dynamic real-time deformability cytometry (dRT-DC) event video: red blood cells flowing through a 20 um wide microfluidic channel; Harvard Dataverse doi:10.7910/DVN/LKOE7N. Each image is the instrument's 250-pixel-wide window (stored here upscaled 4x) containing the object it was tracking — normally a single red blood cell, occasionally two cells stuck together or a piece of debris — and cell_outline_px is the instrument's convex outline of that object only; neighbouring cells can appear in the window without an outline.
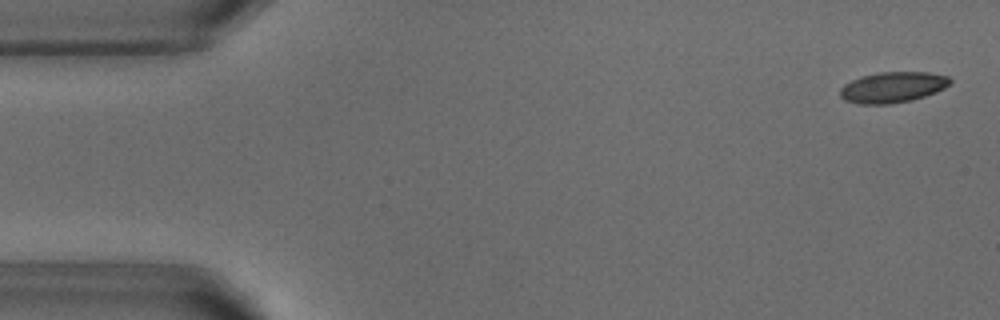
{"species": "common noctule bat (a hibernating species)", "species_latin": "Nyctalus noctula", "temperature_condition": "warm", "stored_images_in_passage": 52, "camera_frame_rate_fps": 3000, "um_per_image_px": 0.085, "animal": {"sex": "male", "body_mass_g": 18.8}, "frame": {"image": 1, "passage_image": 2, "time_ms": 0.333, "image_size_px": [1000, 320], "cell_outline_px": [[952, 80], [944, 88], [936, 92], [912, 100], [888, 104], [860, 104], [844, 100], [840, 96], [840, 88], [844, 84], [860, 76], [880, 72], [928, 72], [948, 76]], "centroid_in_image_um": [75.86, 7.41], "position_along_channel_um": 9.1, "area_um2": 19.71}}
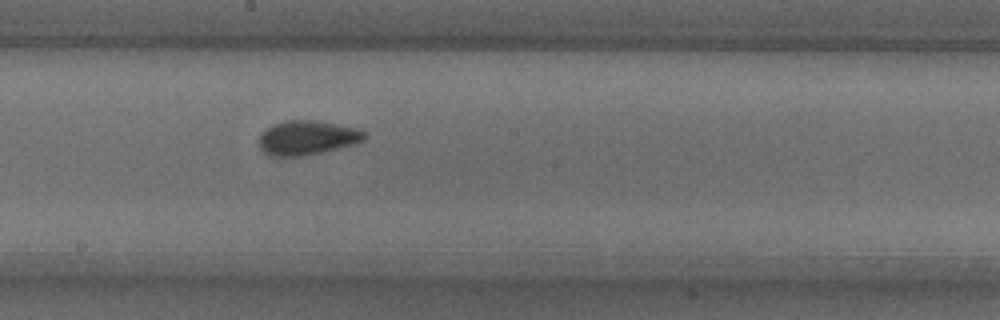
{"frame": {"image": 2, "passage_image": 28, "time_ms": 9.0, "image_size_px": [1000, 320], "cell_outline_px": [[368, 136], [364, 140], [356, 144], [304, 156], [268, 156], [260, 148], [260, 136], [272, 124], [284, 120], [316, 120], [360, 128], [368, 132]], "centroid_in_image_um": [26.18, 11.7], "position_along_channel_um": 222.0, "area_um2": 21.39}}
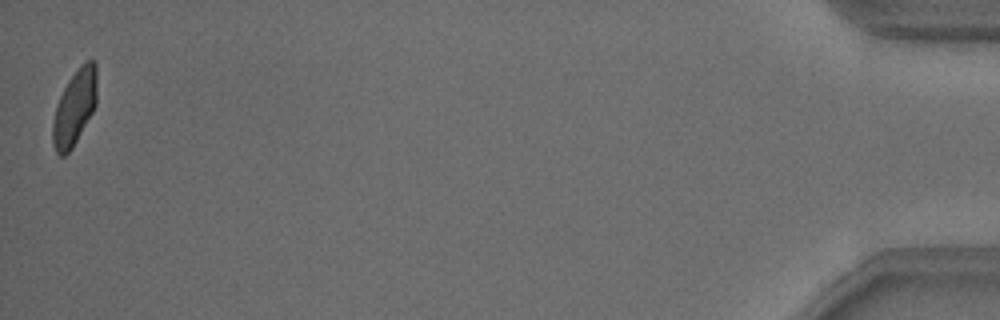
{"frame": {"image": 3, "passage_image": 52, "time_ms": 17.0, "image_size_px": [1000, 320], "cell_outline_px": [[96, 104], [92, 112], [72, 148], [64, 156], [60, 156], [56, 152], [52, 144], [52, 124], [56, 108], [60, 96], [68, 80], [80, 64], [84, 60], [96, 60]], "centroid_in_image_um": [6.33, 9.11], "position_along_channel_um": 428.9, "area_um2": 19.31}, "authors_computed_cell_mechanics": {"area_um2": 20.1722, "velocity_mm_per_s": 3.8165, "shape_relaxation_time_tau1_ms": 3.9794, "shape_relaxation_time_tau2_ms": 1.0124, "deformation_change_tau1": 0.1322, "deformation_change_tau2": 0.0581}}